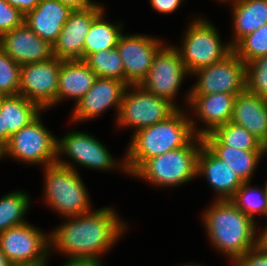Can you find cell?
<instances>
[{
  "mask_svg": "<svg viewBox=\"0 0 267 266\" xmlns=\"http://www.w3.org/2000/svg\"><path fill=\"white\" fill-rule=\"evenodd\" d=\"M111 208H101L74 217L56 228L49 243L72 259L99 260L111 248L125 226ZM121 222V223H120Z\"/></svg>",
  "mask_w": 267,
  "mask_h": 266,
  "instance_id": "obj_1",
  "label": "cell"
},
{
  "mask_svg": "<svg viewBox=\"0 0 267 266\" xmlns=\"http://www.w3.org/2000/svg\"><path fill=\"white\" fill-rule=\"evenodd\" d=\"M179 108L167 119L134 133L121 168L133 174L147 159L186 146L194 134V121Z\"/></svg>",
  "mask_w": 267,
  "mask_h": 266,
  "instance_id": "obj_2",
  "label": "cell"
},
{
  "mask_svg": "<svg viewBox=\"0 0 267 266\" xmlns=\"http://www.w3.org/2000/svg\"><path fill=\"white\" fill-rule=\"evenodd\" d=\"M204 216L212 244L232 261L256 247L254 219L239 210L231 200L217 199Z\"/></svg>",
  "mask_w": 267,
  "mask_h": 266,
  "instance_id": "obj_3",
  "label": "cell"
},
{
  "mask_svg": "<svg viewBox=\"0 0 267 266\" xmlns=\"http://www.w3.org/2000/svg\"><path fill=\"white\" fill-rule=\"evenodd\" d=\"M45 168V197L53 209L66 217L90 212L86 188L71 164L57 159Z\"/></svg>",
  "mask_w": 267,
  "mask_h": 266,
  "instance_id": "obj_4",
  "label": "cell"
},
{
  "mask_svg": "<svg viewBox=\"0 0 267 266\" xmlns=\"http://www.w3.org/2000/svg\"><path fill=\"white\" fill-rule=\"evenodd\" d=\"M194 139L199 141V144L194 145L193 141H190L184 147L149 158L132 175L158 186L186 183L197 176V158L204 144L201 136L196 135Z\"/></svg>",
  "mask_w": 267,
  "mask_h": 266,
  "instance_id": "obj_5",
  "label": "cell"
},
{
  "mask_svg": "<svg viewBox=\"0 0 267 266\" xmlns=\"http://www.w3.org/2000/svg\"><path fill=\"white\" fill-rule=\"evenodd\" d=\"M177 49L191 74L204 66L224 59L233 51L231 44L223 46L216 29L204 20H195L186 31L183 47Z\"/></svg>",
  "mask_w": 267,
  "mask_h": 266,
  "instance_id": "obj_6",
  "label": "cell"
},
{
  "mask_svg": "<svg viewBox=\"0 0 267 266\" xmlns=\"http://www.w3.org/2000/svg\"><path fill=\"white\" fill-rule=\"evenodd\" d=\"M133 92L126 87L123 94L120 112L117 116L119 126H133L135 132L149 127L170 117L178 107L169 100L132 85Z\"/></svg>",
  "mask_w": 267,
  "mask_h": 266,
  "instance_id": "obj_7",
  "label": "cell"
},
{
  "mask_svg": "<svg viewBox=\"0 0 267 266\" xmlns=\"http://www.w3.org/2000/svg\"><path fill=\"white\" fill-rule=\"evenodd\" d=\"M198 82L188 94L210 95L214 93L240 94L246 90V64L232 51L224 59L193 72Z\"/></svg>",
  "mask_w": 267,
  "mask_h": 266,
  "instance_id": "obj_8",
  "label": "cell"
},
{
  "mask_svg": "<svg viewBox=\"0 0 267 266\" xmlns=\"http://www.w3.org/2000/svg\"><path fill=\"white\" fill-rule=\"evenodd\" d=\"M58 140L40 122V116L30 124L14 133L5 145V154H9L26 163H45V166L57 162Z\"/></svg>",
  "mask_w": 267,
  "mask_h": 266,
  "instance_id": "obj_9",
  "label": "cell"
},
{
  "mask_svg": "<svg viewBox=\"0 0 267 266\" xmlns=\"http://www.w3.org/2000/svg\"><path fill=\"white\" fill-rule=\"evenodd\" d=\"M49 237L25 224L11 227L0 234V249L12 265L46 263Z\"/></svg>",
  "mask_w": 267,
  "mask_h": 266,
  "instance_id": "obj_10",
  "label": "cell"
},
{
  "mask_svg": "<svg viewBox=\"0 0 267 266\" xmlns=\"http://www.w3.org/2000/svg\"><path fill=\"white\" fill-rule=\"evenodd\" d=\"M63 60H48L21 65L19 94L42 109L57 103L59 71Z\"/></svg>",
  "mask_w": 267,
  "mask_h": 266,
  "instance_id": "obj_11",
  "label": "cell"
},
{
  "mask_svg": "<svg viewBox=\"0 0 267 266\" xmlns=\"http://www.w3.org/2000/svg\"><path fill=\"white\" fill-rule=\"evenodd\" d=\"M187 73L189 72L177 48L163 46L155 55L152 66L139 85L146 91L173 103V97Z\"/></svg>",
  "mask_w": 267,
  "mask_h": 266,
  "instance_id": "obj_12",
  "label": "cell"
},
{
  "mask_svg": "<svg viewBox=\"0 0 267 266\" xmlns=\"http://www.w3.org/2000/svg\"><path fill=\"white\" fill-rule=\"evenodd\" d=\"M163 47L157 39L143 35L124 36L121 34L117 43V50L122 59L125 70V84L139 85L146 77L153 59Z\"/></svg>",
  "mask_w": 267,
  "mask_h": 266,
  "instance_id": "obj_13",
  "label": "cell"
},
{
  "mask_svg": "<svg viewBox=\"0 0 267 266\" xmlns=\"http://www.w3.org/2000/svg\"><path fill=\"white\" fill-rule=\"evenodd\" d=\"M103 11L99 5L73 10L53 44L54 57L61 60H83V45L93 20Z\"/></svg>",
  "mask_w": 267,
  "mask_h": 266,
  "instance_id": "obj_14",
  "label": "cell"
},
{
  "mask_svg": "<svg viewBox=\"0 0 267 266\" xmlns=\"http://www.w3.org/2000/svg\"><path fill=\"white\" fill-rule=\"evenodd\" d=\"M0 48L19 65L54 57L53 45L37 36L25 23L1 35Z\"/></svg>",
  "mask_w": 267,
  "mask_h": 266,
  "instance_id": "obj_15",
  "label": "cell"
},
{
  "mask_svg": "<svg viewBox=\"0 0 267 266\" xmlns=\"http://www.w3.org/2000/svg\"><path fill=\"white\" fill-rule=\"evenodd\" d=\"M57 153L68 154L81 166L94 169H113L116 165L107 148L89 134L71 132L57 144Z\"/></svg>",
  "mask_w": 267,
  "mask_h": 266,
  "instance_id": "obj_16",
  "label": "cell"
},
{
  "mask_svg": "<svg viewBox=\"0 0 267 266\" xmlns=\"http://www.w3.org/2000/svg\"><path fill=\"white\" fill-rule=\"evenodd\" d=\"M126 87L123 81L97 77L89 91L76 102L73 120L93 118L112 105L118 107V115Z\"/></svg>",
  "mask_w": 267,
  "mask_h": 266,
  "instance_id": "obj_17",
  "label": "cell"
},
{
  "mask_svg": "<svg viewBox=\"0 0 267 266\" xmlns=\"http://www.w3.org/2000/svg\"><path fill=\"white\" fill-rule=\"evenodd\" d=\"M72 12L71 7L58 0H40L35 9L24 16V23L53 45Z\"/></svg>",
  "mask_w": 267,
  "mask_h": 266,
  "instance_id": "obj_18",
  "label": "cell"
},
{
  "mask_svg": "<svg viewBox=\"0 0 267 266\" xmlns=\"http://www.w3.org/2000/svg\"><path fill=\"white\" fill-rule=\"evenodd\" d=\"M231 122L246 128L267 148V100L249 93L237 94Z\"/></svg>",
  "mask_w": 267,
  "mask_h": 266,
  "instance_id": "obj_19",
  "label": "cell"
},
{
  "mask_svg": "<svg viewBox=\"0 0 267 266\" xmlns=\"http://www.w3.org/2000/svg\"><path fill=\"white\" fill-rule=\"evenodd\" d=\"M42 108L23 95H6L0 103V142L6 145L11 136L39 116Z\"/></svg>",
  "mask_w": 267,
  "mask_h": 266,
  "instance_id": "obj_20",
  "label": "cell"
},
{
  "mask_svg": "<svg viewBox=\"0 0 267 266\" xmlns=\"http://www.w3.org/2000/svg\"><path fill=\"white\" fill-rule=\"evenodd\" d=\"M204 174L220 200H230L243 184L229 165L216 157L204 144L197 158V175Z\"/></svg>",
  "mask_w": 267,
  "mask_h": 266,
  "instance_id": "obj_21",
  "label": "cell"
},
{
  "mask_svg": "<svg viewBox=\"0 0 267 266\" xmlns=\"http://www.w3.org/2000/svg\"><path fill=\"white\" fill-rule=\"evenodd\" d=\"M237 95L229 93H214L210 95H189V104L201 120L205 122L208 129L197 132V136L203 137L211 133L216 127L227 124L233 115L234 102Z\"/></svg>",
  "mask_w": 267,
  "mask_h": 266,
  "instance_id": "obj_22",
  "label": "cell"
},
{
  "mask_svg": "<svg viewBox=\"0 0 267 266\" xmlns=\"http://www.w3.org/2000/svg\"><path fill=\"white\" fill-rule=\"evenodd\" d=\"M97 76L84 60H63L59 71L57 102L72 97L77 102L93 86Z\"/></svg>",
  "mask_w": 267,
  "mask_h": 266,
  "instance_id": "obj_23",
  "label": "cell"
},
{
  "mask_svg": "<svg viewBox=\"0 0 267 266\" xmlns=\"http://www.w3.org/2000/svg\"><path fill=\"white\" fill-rule=\"evenodd\" d=\"M229 1V0H225ZM234 5V47L243 37L267 24V0H230Z\"/></svg>",
  "mask_w": 267,
  "mask_h": 266,
  "instance_id": "obj_24",
  "label": "cell"
},
{
  "mask_svg": "<svg viewBox=\"0 0 267 266\" xmlns=\"http://www.w3.org/2000/svg\"><path fill=\"white\" fill-rule=\"evenodd\" d=\"M216 157L226 162L243 182H249L261 156L267 151H249L224 144H204Z\"/></svg>",
  "mask_w": 267,
  "mask_h": 266,
  "instance_id": "obj_25",
  "label": "cell"
},
{
  "mask_svg": "<svg viewBox=\"0 0 267 266\" xmlns=\"http://www.w3.org/2000/svg\"><path fill=\"white\" fill-rule=\"evenodd\" d=\"M204 144H224L249 151H267V148L246 128L233 122L216 127L203 137Z\"/></svg>",
  "mask_w": 267,
  "mask_h": 266,
  "instance_id": "obj_26",
  "label": "cell"
},
{
  "mask_svg": "<svg viewBox=\"0 0 267 266\" xmlns=\"http://www.w3.org/2000/svg\"><path fill=\"white\" fill-rule=\"evenodd\" d=\"M102 11L92 22V25L85 37L83 45V60L90 54L113 49L117 46L119 37L121 36V25L115 26L105 22Z\"/></svg>",
  "mask_w": 267,
  "mask_h": 266,
  "instance_id": "obj_27",
  "label": "cell"
},
{
  "mask_svg": "<svg viewBox=\"0 0 267 266\" xmlns=\"http://www.w3.org/2000/svg\"><path fill=\"white\" fill-rule=\"evenodd\" d=\"M84 61L97 77L117 79L125 83V70L116 47L92 53Z\"/></svg>",
  "mask_w": 267,
  "mask_h": 266,
  "instance_id": "obj_28",
  "label": "cell"
},
{
  "mask_svg": "<svg viewBox=\"0 0 267 266\" xmlns=\"http://www.w3.org/2000/svg\"><path fill=\"white\" fill-rule=\"evenodd\" d=\"M28 206L29 197L23 192L16 191L3 196L0 199V234L11 227L25 224L23 216Z\"/></svg>",
  "mask_w": 267,
  "mask_h": 266,
  "instance_id": "obj_29",
  "label": "cell"
},
{
  "mask_svg": "<svg viewBox=\"0 0 267 266\" xmlns=\"http://www.w3.org/2000/svg\"><path fill=\"white\" fill-rule=\"evenodd\" d=\"M249 183H243L230 200L239 210L252 219H254L253 216L256 212L267 216L266 188L264 187L263 190L257 191V189L251 188Z\"/></svg>",
  "mask_w": 267,
  "mask_h": 266,
  "instance_id": "obj_30",
  "label": "cell"
},
{
  "mask_svg": "<svg viewBox=\"0 0 267 266\" xmlns=\"http://www.w3.org/2000/svg\"><path fill=\"white\" fill-rule=\"evenodd\" d=\"M233 51L245 64L267 55V24L243 37Z\"/></svg>",
  "mask_w": 267,
  "mask_h": 266,
  "instance_id": "obj_31",
  "label": "cell"
},
{
  "mask_svg": "<svg viewBox=\"0 0 267 266\" xmlns=\"http://www.w3.org/2000/svg\"><path fill=\"white\" fill-rule=\"evenodd\" d=\"M246 90L267 100V55L246 64Z\"/></svg>",
  "mask_w": 267,
  "mask_h": 266,
  "instance_id": "obj_32",
  "label": "cell"
},
{
  "mask_svg": "<svg viewBox=\"0 0 267 266\" xmlns=\"http://www.w3.org/2000/svg\"><path fill=\"white\" fill-rule=\"evenodd\" d=\"M21 65L0 48V92L6 95L19 94Z\"/></svg>",
  "mask_w": 267,
  "mask_h": 266,
  "instance_id": "obj_33",
  "label": "cell"
},
{
  "mask_svg": "<svg viewBox=\"0 0 267 266\" xmlns=\"http://www.w3.org/2000/svg\"><path fill=\"white\" fill-rule=\"evenodd\" d=\"M24 23V15L7 1L0 0V36Z\"/></svg>",
  "mask_w": 267,
  "mask_h": 266,
  "instance_id": "obj_34",
  "label": "cell"
},
{
  "mask_svg": "<svg viewBox=\"0 0 267 266\" xmlns=\"http://www.w3.org/2000/svg\"><path fill=\"white\" fill-rule=\"evenodd\" d=\"M234 264L236 266H267V253L256 246L244 253Z\"/></svg>",
  "mask_w": 267,
  "mask_h": 266,
  "instance_id": "obj_35",
  "label": "cell"
},
{
  "mask_svg": "<svg viewBox=\"0 0 267 266\" xmlns=\"http://www.w3.org/2000/svg\"><path fill=\"white\" fill-rule=\"evenodd\" d=\"M152 7L161 13H171L175 11L182 0H150Z\"/></svg>",
  "mask_w": 267,
  "mask_h": 266,
  "instance_id": "obj_36",
  "label": "cell"
},
{
  "mask_svg": "<svg viewBox=\"0 0 267 266\" xmlns=\"http://www.w3.org/2000/svg\"><path fill=\"white\" fill-rule=\"evenodd\" d=\"M13 8L18 9L24 16L33 11L35 7L39 4L40 0H5Z\"/></svg>",
  "mask_w": 267,
  "mask_h": 266,
  "instance_id": "obj_37",
  "label": "cell"
},
{
  "mask_svg": "<svg viewBox=\"0 0 267 266\" xmlns=\"http://www.w3.org/2000/svg\"><path fill=\"white\" fill-rule=\"evenodd\" d=\"M62 4L71 7L73 10H82L89 7H93L95 5H99L97 3H93L90 0H58Z\"/></svg>",
  "mask_w": 267,
  "mask_h": 266,
  "instance_id": "obj_38",
  "label": "cell"
},
{
  "mask_svg": "<svg viewBox=\"0 0 267 266\" xmlns=\"http://www.w3.org/2000/svg\"><path fill=\"white\" fill-rule=\"evenodd\" d=\"M64 266H103L100 261L92 259H72L70 258Z\"/></svg>",
  "mask_w": 267,
  "mask_h": 266,
  "instance_id": "obj_39",
  "label": "cell"
},
{
  "mask_svg": "<svg viewBox=\"0 0 267 266\" xmlns=\"http://www.w3.org/2000/svg\"><path fill=\"white\" fill-rule=\"evenodd\" d=\"M260 250L267 253V227L263 230L262 234L257 238V245Z\"/></svg>",
  "mask_w": 267,
  "mask_h": 266,
  "instance_id": "obj_40",
  "label": "cell"
},
{
  "mask_svg": "<svg viewBox=\"0 0 267 266\" xmlns=\"http://www.w3.org/2000/svg\"><path fill=\"white\" fill-rule=\"evenodd\" d=\"M0 266H12V264L8 261L7 257L0 249Z\"/></svg>",
  "mask_w": 267,
  "mask_h": 266,
  "instance_id": "obj_41",
  "label": "cell"
},
{
  "mask_svg": "<svg viewBox=\"0 0 267 266\" xmlns=\"http://www.w3.org/2000/svg\"><path fill=\"white\" fill-rule=\"evenodd\" d=\"M5 156V145L0 142V158Z\"/></svg>",
  "mask_w": 267,
  "mask_h": 266,
  "instance_id": "obj_42",
  "label": "cell"
},
{
  "mask_svg": "<svg viewBox=\"0 0 267 266\" xmlns=\"http://www.w3.org/2000/svg\"><path fill=\"white\" fill-rule=\"evenodd\" d=\"M46 263L34 264V265H12V266H45Z\"/></svg>",
  "mask_w": 267,
  "mask_h": 266,
  "instance_id": "obj_43",
  "label": "cell"
},
{
  "mask_svg": "<svg viewBox=\"0 0 267 266\" xmlns=\"http://www.w3.org/2000/svg\"><path fill=\"white\" fill-rule=\"evenodd\" d=\"M4 96H5V95L2 94V93L0 92V103H1V100H2V98H3Z\"/></svg>",
  "mask_w": 267,
  "mask_h": 266,
  "instance_id": "obj_44",
  "label": "cell"
}]
</instances>
